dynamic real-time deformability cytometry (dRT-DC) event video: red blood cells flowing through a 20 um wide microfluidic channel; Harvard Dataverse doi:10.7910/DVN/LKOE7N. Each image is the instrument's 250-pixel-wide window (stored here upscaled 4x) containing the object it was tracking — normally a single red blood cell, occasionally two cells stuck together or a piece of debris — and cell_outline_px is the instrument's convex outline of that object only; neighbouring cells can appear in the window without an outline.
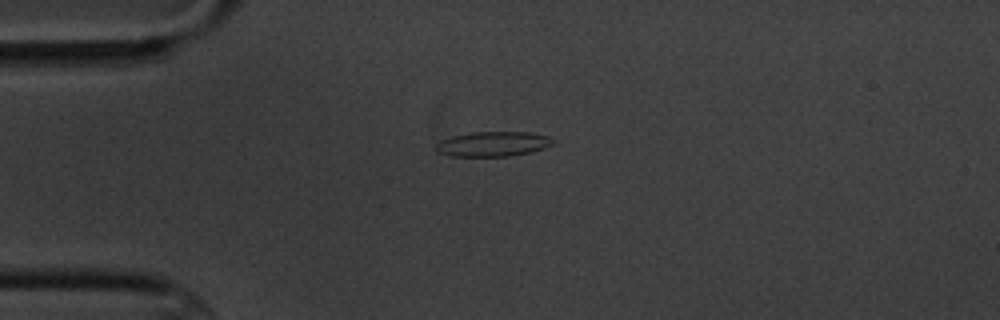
{"species": "common noctule bat (a hibernating species)", "species_latin": "Nyctalus noctula", "temperature_condition": "cold", "stored_images_in_passage": 3, "camera_frame_rate_fps": 3000, "um_per_image_px": 0.085, "animal": {"sex": "male", "body_mass_g": 20.1, "forearm_length_mm": 53.5}, "frame": {"image": 1, "passage_image": 2, "time_ms": 1.0, "image_size_px": [1000, 320], "cell_outline_px": [[556, 144], [544, 148], [528, 152], [508, 156], [452, 156], [436, 152], [436, 144], [440, 140], [452, 136], [472, 132], [528, 132], [548, 136], [556, 140]], "centroid_in_image_um": [41.92, 12.23], "position_along_channel_um": 43.1, "area_um2": 16.99}}